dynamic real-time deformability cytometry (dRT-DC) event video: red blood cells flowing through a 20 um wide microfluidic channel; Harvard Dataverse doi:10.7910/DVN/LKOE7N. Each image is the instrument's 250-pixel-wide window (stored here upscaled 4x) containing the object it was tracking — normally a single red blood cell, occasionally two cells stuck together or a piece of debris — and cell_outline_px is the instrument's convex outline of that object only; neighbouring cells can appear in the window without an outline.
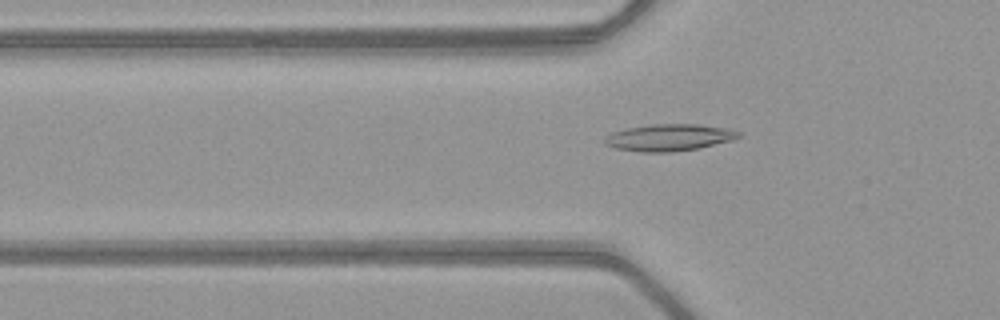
{"species": "common noctule bat (a hibernating species)", "species_latin": "Nyctalus noctula", "temperature_condition": "warm", "stored_images_in_passage": 52, "camera_frame_rate_fps": 3000, "um_per_image_px": 0.085, "animal": {"sex": "female", "body_mass_g": 21.9}, "frame": {"image": 1, "passage_image": 18, "time_ms": 5.667, "image_size_px": [1000, 320], "cell_outline_px": [[740, 136], [732, 140], [700, 148], [672, 152], [640, 152], [616, 148], [604, 144], [604, 136], [612, 132], [628, 128], [648, 124], [696, 124], [732, 128], [740, 132]], "centroid_in_image_um": [56.88, 11.68], "position_along_channel_um": 68.9, "area_um2": 21.15}}
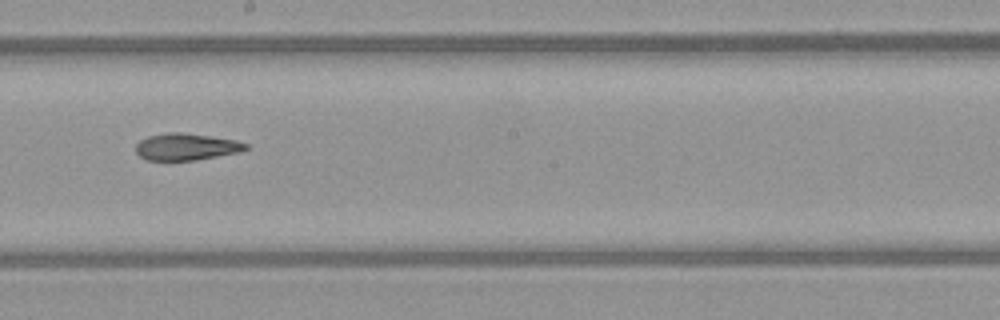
{"frame": {"image": 2, "passage_image": 30, "time_ms": 9.667, "image_size_px": [1000, 320], "cell_outline_px": [[248, 148], [240, 152], [196, 160], [144, 160], [136, 152], [136, 144], [140, 140], [148, 136], [168, 132], [180, 132], [236, 140], [248, 144]], "centroid_in_image_um": [15.82, 12.48], "position_along_channel_um": 232.4, "area_um2": 17.17}}
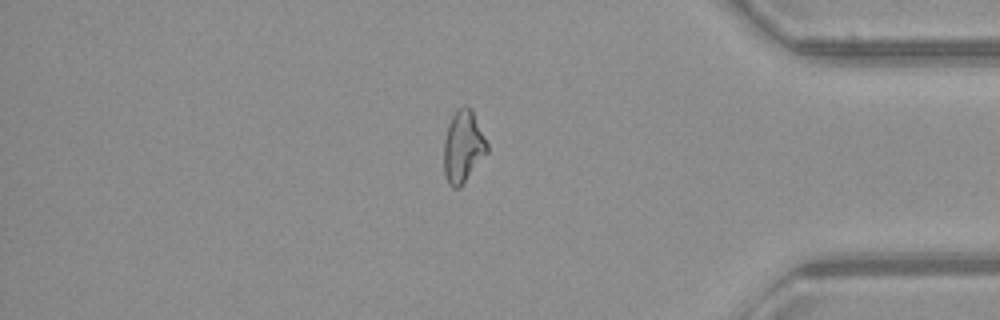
{"frame": {"image": 3, "passage_image": 44, "time_ms": 14.333, "image_size_px": [1000, 320], "cell_outline_px": [[488, 152], [460, 188], [452, 188], [448, 184], [444, 172], [444, 140], [448, 124], [452, 116], [464, 104], [468, 104], [472, 108], [488, 144]], "centroid_in_image_um": [39.37, 12.46], "position_along_channel_um": 395.8, "area_um2": 18.32}, "authors_computed_cell_mechanics": {"area_um2": 18.6694, "velocity_mm_per_s": 4.0634, "shape_relaxation_time_tau1_ms": null, "shape_relaxation_time_tau2_ms": 4.8383, "deformation_change_tau1": null, "deformation_change_tau2": 0.1285}}